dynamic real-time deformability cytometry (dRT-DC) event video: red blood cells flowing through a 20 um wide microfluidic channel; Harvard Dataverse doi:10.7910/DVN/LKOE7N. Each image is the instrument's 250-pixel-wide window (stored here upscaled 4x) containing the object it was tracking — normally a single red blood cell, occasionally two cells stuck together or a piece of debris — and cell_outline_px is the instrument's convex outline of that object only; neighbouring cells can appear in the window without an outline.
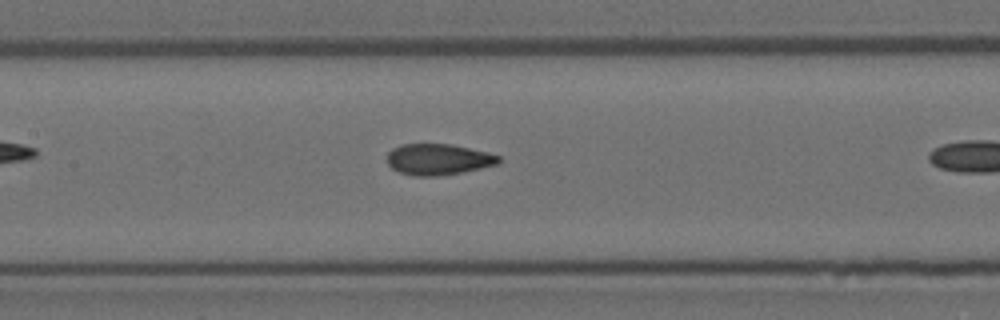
{"species": "Egyptian fruit bat (a non-hibernating species)", "species_latin": "Rousettus aegyptiacus", "temperature_condition": "room temperature", "stored_images_in_passage": 16, "camera_frame_rate_fps": 3000, "um_per_image_px": 0.085, "animal": {"sex": "female"}, "frame": {"image": 1, "passage_image": 12, "time_ms": 3.667, "image_size_px": [1000, 320], "cell_outline_px": [[500, 160], [496, 164], [480, 168], [460, 172], [436, 176], [412, 176], [400, 172], [392, 168], [388, 164], [388, 152], [392, 148], [400, 144], [452, 144], [500, 156]], "centroid_in_image_um": [37.19, 13.54], "position_along_channel_um": 170.2, "area_um2": 19.94}}